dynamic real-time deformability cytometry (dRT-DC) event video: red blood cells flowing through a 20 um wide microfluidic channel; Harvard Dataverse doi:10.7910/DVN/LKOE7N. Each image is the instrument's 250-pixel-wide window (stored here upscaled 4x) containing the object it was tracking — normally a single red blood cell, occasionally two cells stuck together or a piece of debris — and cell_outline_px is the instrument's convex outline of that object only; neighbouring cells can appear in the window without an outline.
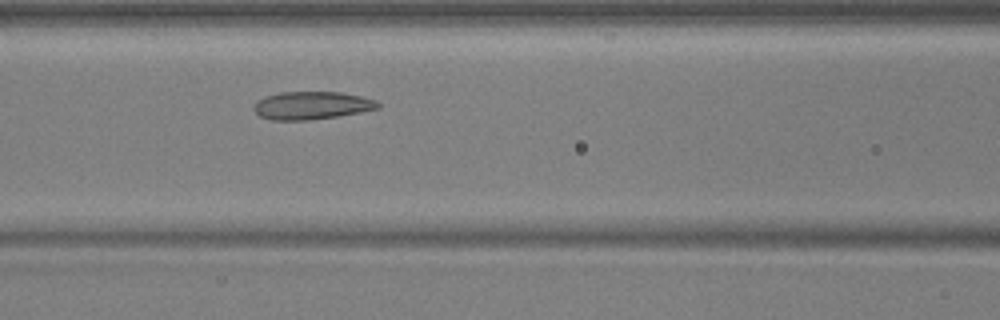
{"species": "common noctule bat (a hibernating species)", "species_latin": "Nyctalus noctula", "temperature_condition": "warm", "stored_images_in_passage": 19, "camera_frame_rate_fps": 3000, "um_per_image_px": 0.085, "animal": {"sex": "male", "body_mass_g": 17.9, "forearm_length_mm": 54.2}, "frame": {"image": 1, "passage_image": 16, "time_ms": 5.0, "image_size_px": [1000, 320], "cell_outline_px": [[380, 108], [360, 112], [336, 116], [308, 120], [272, 120], [260, 116], [252, 108], [264, 96], [280, 92], [340, 92], [360, 96], [376, 100], [380, 104]], "centroid_in_image_um": [26.5, 8.96], "position_along_channel_um": 140.1, "area_um2": 20.0}}
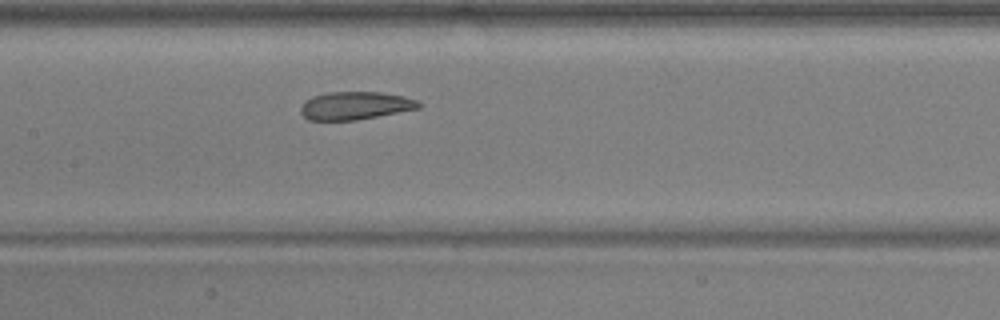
{"frame": {"image": 2, "passage_image": 19, "time_ms": 6.0, "image_size_px": [1000, 320], "cell_outline_px": [[420, 108], [356, 120], [308, 120], [300, 112], [300, 108], [308, 100], [316, 96], [328, 92], [380, 92], [404, 96], [416, 100], [420, 104]], "centroid_in_image_um": [30.21, 8.98], "position_along_channel_um": 177.2, "area_um2": 18.9}}